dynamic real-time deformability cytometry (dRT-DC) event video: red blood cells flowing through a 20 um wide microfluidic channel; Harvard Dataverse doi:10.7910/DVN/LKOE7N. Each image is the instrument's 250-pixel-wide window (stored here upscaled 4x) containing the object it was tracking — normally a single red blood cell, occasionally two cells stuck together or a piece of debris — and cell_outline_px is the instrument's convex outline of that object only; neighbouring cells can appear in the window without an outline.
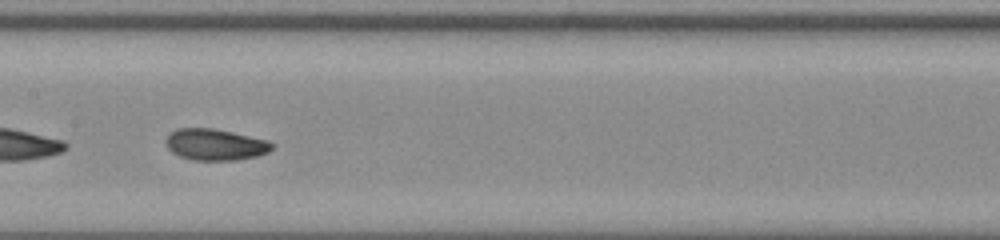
{"species": "common noctule bat (a hibernating species)", "species_latin": "Nyctalus noctula", "temperature_condition": "room temperature", "stored_images_in_passage": 18, "camera_frame_rate_fps": 3000, "um_per_image_px": 0.085, "animal": {"sex": "male", "body_mass_g": 20.0, "forearm_length_mm": 53.3}, "frame": {"image": 1, "passage_image": 13, "time_ms": 4.0, "image_size_px": [1000, 240], "cell_outline_px": [[276, 144], [268, 152], [256, 156], [236, 160], [192, 160], [180, 156], [172, 152], [168, 148], [164, 140], [176, 128], [212, 128], [232, 132], [268, 140]], "centroid_in_image_um": [18.3, 12.29], "position_along_channel_um": 189.1, "area_um2": 19.42}}
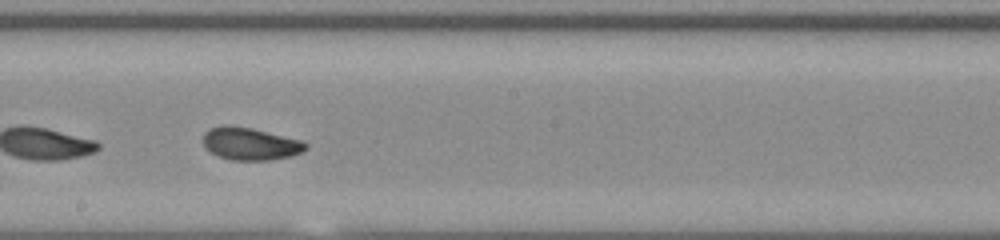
{"frame": {"image": 2, "passage_image": 16, "time_ms": 5.0, "image_size_px": [1000, 240], "cell_outline_px": [[308, 148], [292, 156], [268, 160], [232, 160], [220, 156], [212, 152], [204, 144], [204, 132], [208, 128], [224, 124], [232, 124], [252, 128], [300, 140], [308, 144]], "centroid_in_image_um": [21.26, 12.2], "position_along_channel_um": 226.9, "area_um2": 19.36}}